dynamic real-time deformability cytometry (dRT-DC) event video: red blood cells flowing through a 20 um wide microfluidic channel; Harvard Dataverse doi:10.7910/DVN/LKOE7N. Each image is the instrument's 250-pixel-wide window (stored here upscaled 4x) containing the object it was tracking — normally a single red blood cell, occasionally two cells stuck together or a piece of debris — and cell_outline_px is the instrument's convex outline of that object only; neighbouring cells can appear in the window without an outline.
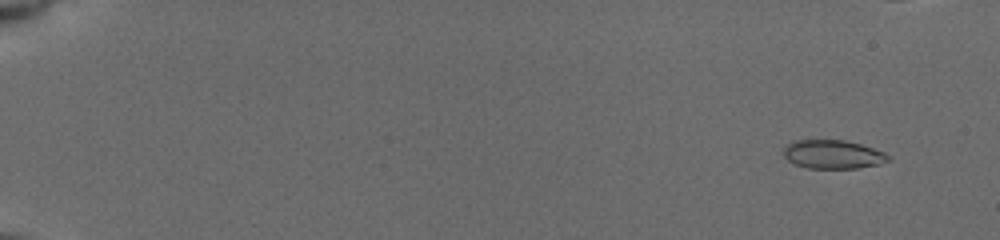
{"species": "common noctule bat (a hibernating species)", "species_latin": "Nyctalus noctula", "temperature_condition": "cold", "stored_images_in_passage": 9, "camera_frame_rate_fps": 3000, "um_per_image_px": 0.085, "animal": {"sex": "female", "body_mass_g": 19.5, "forearm_length_mm": 54.1}, "frame": {"image": 1, "passage_image": 1, "time_ms": 0.0, "image_size_px": [1000, 240], "cell_outline_px": [[892, 160], [880, 164], [856, 168], [808, 168], [796, 164], [788, 160], [784, 156], [784, 144], [792, 140], [844, 140], [860, 144], [884, 152], [892, 156]], "centroid_in_image_um": [70.81, 13.11], "position_along_channel_um": 14.2, "area_um2": 17.63}}
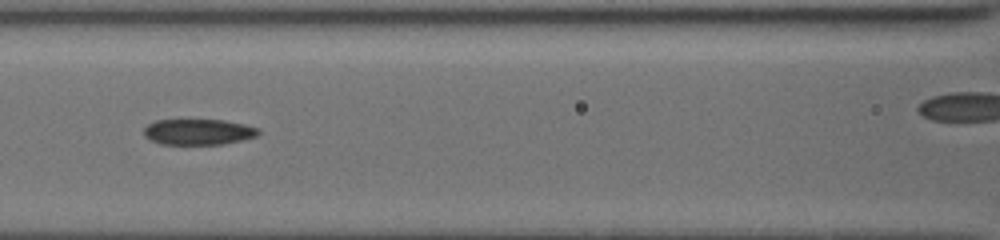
{"frame": {"image": 2, "passage_image": 8, "time_ms": 7.667, "image_size_px": [1000, 240], "cell_outline_px": [[260, 132], [256, 136], [224, 144], [160, 144], [148, 140], [144, 136], [144, 128], [148, 124], [156, 120], [224, 120], [244, 124], [260, 128]], "centroid_in_image_um": [16.84, 11.21], "position_along_channel_um": 149.8, "area_um2": 17.28}}